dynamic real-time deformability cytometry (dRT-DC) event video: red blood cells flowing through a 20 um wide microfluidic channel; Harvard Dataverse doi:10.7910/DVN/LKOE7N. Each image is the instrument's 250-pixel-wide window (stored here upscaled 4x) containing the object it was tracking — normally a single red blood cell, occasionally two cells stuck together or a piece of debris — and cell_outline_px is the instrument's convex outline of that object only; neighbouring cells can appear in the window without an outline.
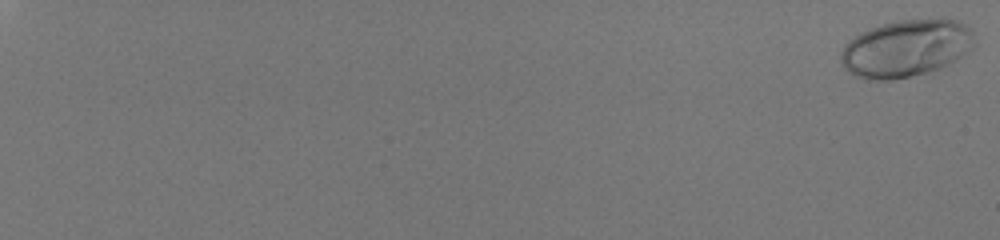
{"species": "human", "species_latin": "Homo sapiens", "temperature_condition": "room temperature", "stored_images_in_passage": 57, "camera_frame_rate_fps": 3000, "um_per_image_px": 0.085, "donor": {"sex": "male"}, "frame": {"image": 1, "passage_image": 1, "time_ms": 0.0, "image_size_px": [1000, 240], "cell_outline_px": [[976, 44], [964, 56], [940, 68], [928, 72], [892, 80], [864, 80], [848, 72], [840, 64], [840, 52], [844, 44], [848, 40], [860, 32], [868, 28], [880, 24], [900, 20], [944, 16], [956, 20], [972, 28]], "centroid_in_image_um": [77.02, 4.08], "position_along_channel_um": 8.0, "area_um2": 45.84}}
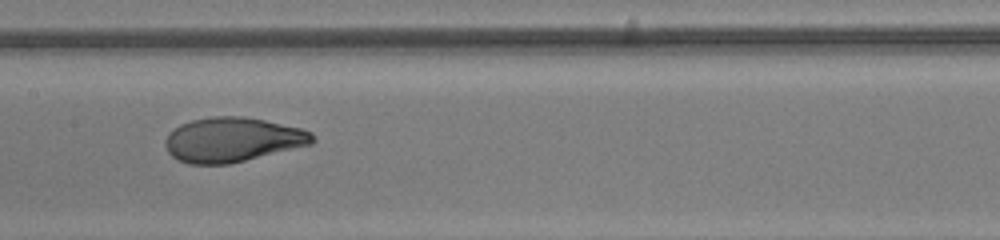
{"frame": {"image": 2, "passage_image": 36, "time_ms": 11.667, "image_size_px": [1000, 240], "cell_outline_px": [[316, 140], [312, 144], [228, 164], [188, 164], [176, 160], [168, 152], [164, 144], [164, 140], [168, 132], [180, 124], [192, 120], [212, 116], [244, 116], [264, 120], [300, 128], [312, 132], [316, 136]], "centroid_in_image_um": [19.73, 11.87], "position_along_channel_um": 187.7, "area_um2": 38.38}}
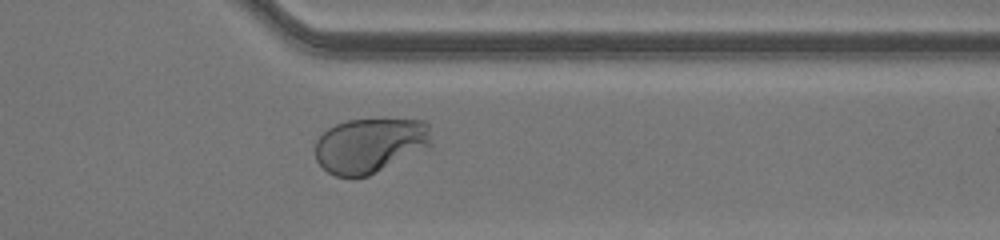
{"frame": {"image": 3, "passage_image": 50, "time_ms": 16.333, "image_size_px": [1000, 240], "cell_outline_px": [[432, 144], [368, 176], [336, 176], [328, 172], [316, 160], [316, 140], [328, 128], [336, 124], [348, 120], [424, 120], [428, 124], [432, 140]], "centroid_in_image_um": [31.42, 12.34], "position_along_channel_um": 380.0, "area_um2": 36.41}, "authors_computed_cell_mechanics": {"area_um2": 38.4948, "velocity_mm_per_s": 4.1066, "shape_relaxation_time_tau1_ms": 3.6817, "shape_relaxation_time_tau2_ms": null, "deformation_change_tau1": 0.2295, "deformation_change_tau2": null}}